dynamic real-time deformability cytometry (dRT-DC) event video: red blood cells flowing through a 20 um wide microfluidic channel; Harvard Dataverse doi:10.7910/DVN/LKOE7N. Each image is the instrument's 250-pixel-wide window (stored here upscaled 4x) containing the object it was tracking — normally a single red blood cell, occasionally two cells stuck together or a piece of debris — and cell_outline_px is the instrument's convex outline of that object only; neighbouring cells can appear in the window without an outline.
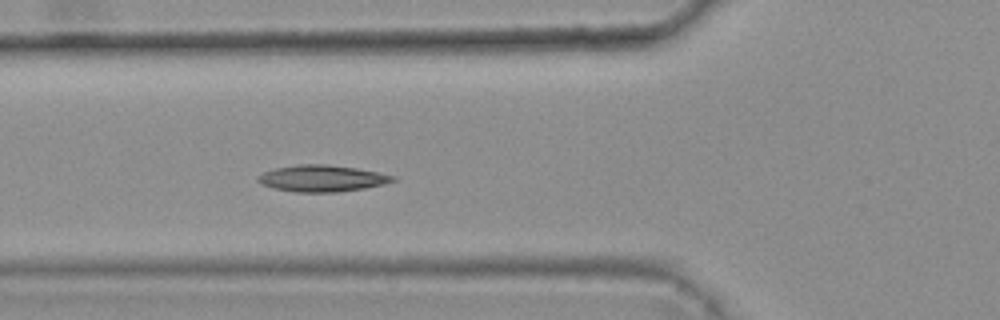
{"species": "common noctule bat (a hibernating species)", "species_latin": "Nyctalus noctula", "temperature_condition": "warm", "stored_images_in_passage": 6, "camera_frame_rate_fps": 3000, "um_per_image_px": 0.085, "animal": {"sex": "female", "body_mass_g": 25.1}, "frame": {"image": 1, "passage_image": 6, "time_ms": 1.667, "image_size_px": [1000, 320], "cell_outline_px": [[396, 180], [384, 184], [364, 188], [336, 192], [296, 192], [272, 188], [260, 184], [256, 180], [256, 176], [264, 172], [276, 168], [300, 164], [324, 164], [356, 168], [396, 176]], "centroid_in_image_um": [27.33, 15.16], "position_along_channel_um": 98.5, "area_um2": 20.81}}